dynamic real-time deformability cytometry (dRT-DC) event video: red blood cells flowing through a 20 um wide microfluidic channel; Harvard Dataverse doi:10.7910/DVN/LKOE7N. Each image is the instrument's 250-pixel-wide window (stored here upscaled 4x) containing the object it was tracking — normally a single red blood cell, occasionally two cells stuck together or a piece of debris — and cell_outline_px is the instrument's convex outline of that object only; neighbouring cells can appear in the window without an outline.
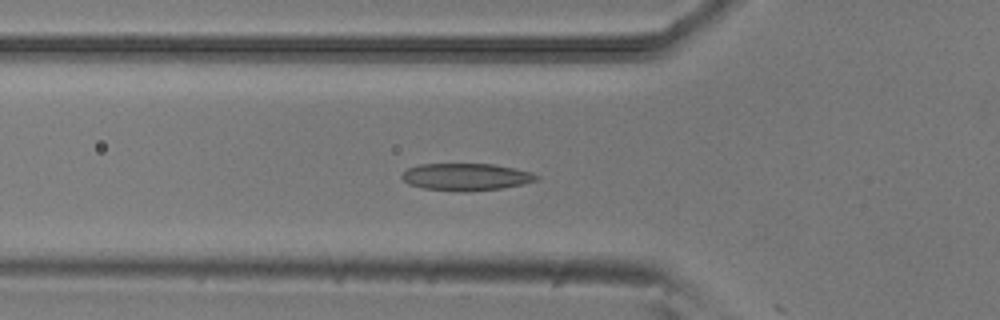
{"species": "common noctule bat (a hibernating species)", "species_latin": "Nyctalus noctula", "temperature_condition": "room temperature", "stored_images_in_passage": 19, "camera_frame_rate_fps": 3000, "um_per_image_px": 0.085, "animal": {"sex": "male", "body_mass_g": 20.5, "forearm_length_mm": 52.5}, "frame": {"image": 1, "passage_image": 18, "time_ms": 5.667, "image_size_px": [1000, 320], "cell_outline_px": [[540, 176], [536, 180], [524, 184], [500, 188], [464, 192], [424, 188], [408, 184], [400, 176], [408, 168], [420, 164], [492, 164], [516, 168], [532, 172]], "centroid_in_image_um": [39.63, 15.03], "position_along_channel_um": 86.2, "area_um2": 21.27}}